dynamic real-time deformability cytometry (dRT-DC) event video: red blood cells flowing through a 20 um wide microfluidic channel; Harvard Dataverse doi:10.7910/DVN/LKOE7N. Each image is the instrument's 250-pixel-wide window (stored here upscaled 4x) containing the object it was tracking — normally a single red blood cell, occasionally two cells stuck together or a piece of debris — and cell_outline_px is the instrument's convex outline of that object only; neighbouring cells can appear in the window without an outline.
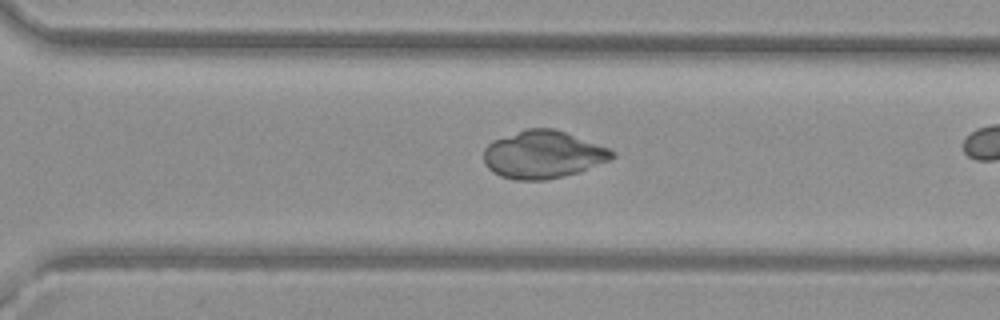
{"species": "common noctule bat (a hibernating species)", "species_latin": "Nyctalus noctula", "temperature_condition": "warm", "stored_images_in_passage": 29, "camera_frame_rate_fps": 3000, "um_per_image_px": 0.085, "animal": {"sex": "female", "body_mass_g": 29.2, "forearm_length_mm": 56.3}, "frame": {"image": 1, "passage_image": 25, "time_ms": 8.0, "image_size_px": [1000, 320], "cell_outline_px": [[616, 156], [608, 160], [576, 172], [564, 176], [544, 180], [516, 180], [500, 176], [492, 172], [484, 164], [484, 148], [492, 140], [528, 128], [552, 128], [564, 132], [608, 148], [616, 152]], "centroid_in_image_um": [46.1, 13.14], "position_along_channel_um": 324.5, "area_um2": 35.26}}